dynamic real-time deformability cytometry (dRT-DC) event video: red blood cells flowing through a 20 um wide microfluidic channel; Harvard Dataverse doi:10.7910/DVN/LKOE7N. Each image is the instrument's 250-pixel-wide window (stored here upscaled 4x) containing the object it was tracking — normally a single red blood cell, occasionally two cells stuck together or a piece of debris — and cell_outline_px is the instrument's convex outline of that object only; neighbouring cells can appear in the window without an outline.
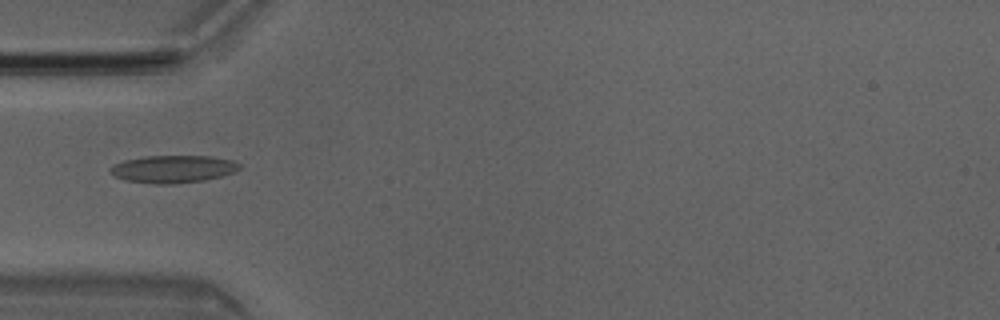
{"species": "Egyptian fruit bat (a non-hibernating species)", "species_latin": "Rousettus aegyptiacus", "temperature_condition": "room temperature", "stored_images_in_passage": 35, "camera_frame_rate_fps": 3000, "um_per_image_px": 0.085, "animal": {"sex": "male"}, "frame": {"image": 1, "passage_image": 1, "time_ms": 0.0, "image_size_px": [1000, 320], "cell_outline_px": [[240, 168], [232, 172], [220, 176], [204, 180], [176, 184], [156, 184], [124, 180], [108, 172], [108, 168], [112, 164], [124, 160], [144, 156], [212, 156], [232, 160], [240, 164]], "centroid_in_image_um": [14.65, 14.36], "position_along_channel_um": 70.3, "area_um2": 20.81}}
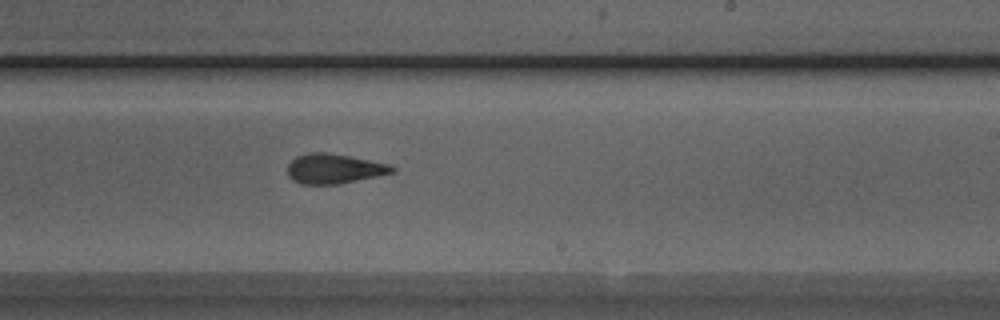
{"frame": {"image": 2, "passage_image": 15, "time_ms": 4.667, "image_size_px": [1000, 320], "cell_outline_px": [[396, 172], [340, 184], [300, 184], [292, 180], [288, 176], [288, 164], [296, 156], [308, 152], [328, 152], [352, 156], [392, 164], [396, 168]], "centroid_in_image_um": [28.43, 14.33], "position_along_channel_um": 260.6, "area_um2": 18.55}}
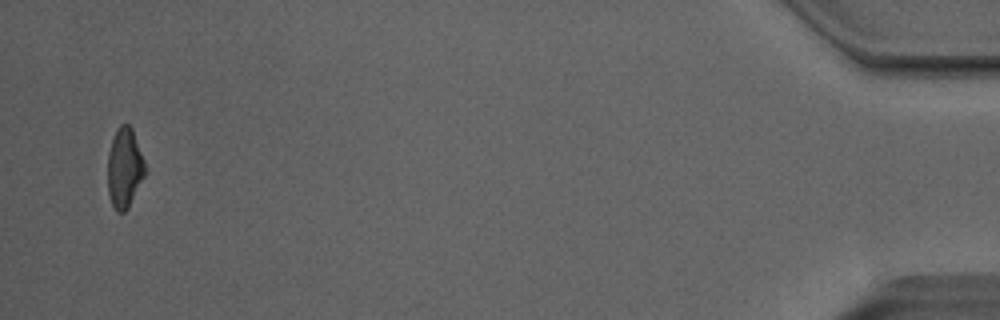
{"frame": {"image": 3, "passage_image": 34, "time_ms": 11.0, "image_size_px": [1000, 320], "cell_outline_px": [[144, 176], [128, 208], [124, 212], [116, 212], [108, 196], [108, 152], [116, 128], [120, 124], [128, 124], [132, 128], [144, 160]], "centroid_in_image_um": [10.56, 14.27], "position_along_channel_um": 424.6, "area_um2": 17.28}}